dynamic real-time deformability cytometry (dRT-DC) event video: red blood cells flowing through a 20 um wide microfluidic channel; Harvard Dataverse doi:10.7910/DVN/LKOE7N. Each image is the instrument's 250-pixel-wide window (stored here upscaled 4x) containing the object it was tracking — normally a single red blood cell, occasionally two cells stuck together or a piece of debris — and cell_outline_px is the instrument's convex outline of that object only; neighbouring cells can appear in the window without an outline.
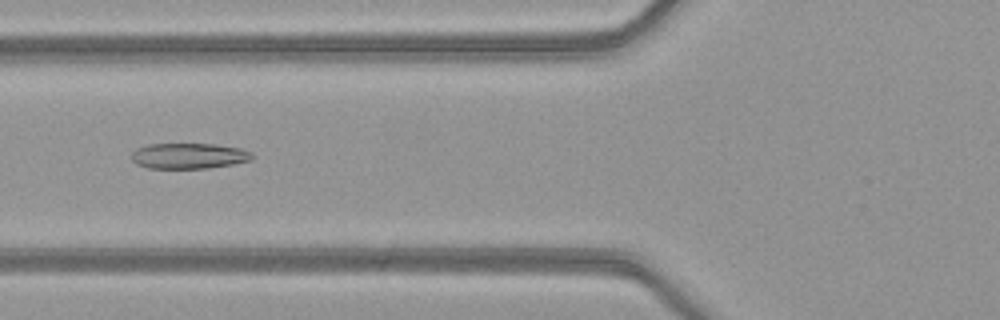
{"species": "common noctule bat (a hibernating species)", "species_latin": "Nyctalus noctula", "temperature_condition": "warm", "stored_images_in_passage": 51, "camera_frame_rate_fps": 3000, "um_per_image_px": 0.085, "animal": {"sex": "female", "body_mass_g": 21.9}, "frame": {"image": 1, "passage_image": 20, "time_ms": 6.333, "image_size_px": [1000, 320], "cell_outline_px": [[252, 160], [232, 164], [208, 168], [148, 168], [136, 164], [132, 160], [132, 152], [136, 148], [148, 144], [216, 144], [240, 148], [252, 152]], "centroid_in_image_um": [16.04, 13.25], "position_along_channel_um": 109.8, "area_um2": 18.03}}
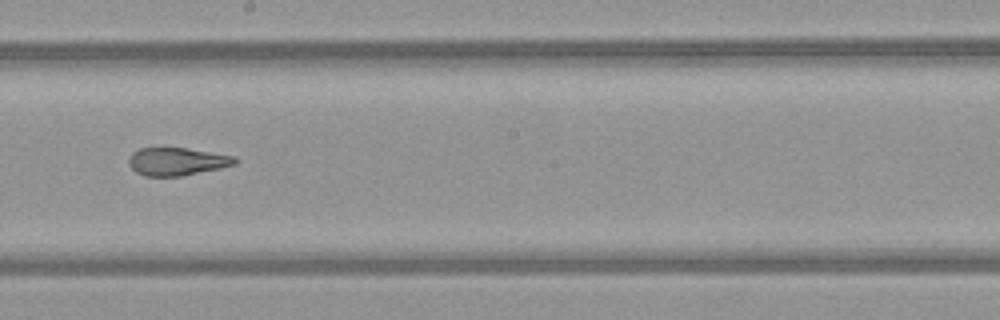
{"frame": {"image": 2, "passage_image": 29, "time_ms": 9.333, "image_size_px": [1000, 320], "cell_outline_px": [[240, 160], [236, 164], [220, 168], [180, 176], [144, 176], [136, 172], [128, 164], [128, 160], [132, 152], [140, 148], [188, 148], [236, 156]], "centroid_in_image_um": [15.07, 13.72], "position_along_channel_um": 233.1, "area_um2": 17.34}}
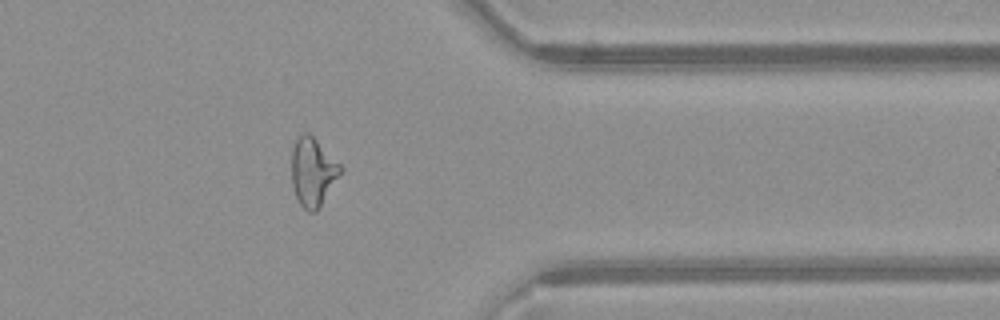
{"frame": {"image": 3, "passage_image": 41, "time_ms": 13.333, "image_size_px": [1000, 320], "cell_outline_px": [[344, 168], [316, 212], [308, 212], [300, 204], [296, 196], [292, 184], [292, 148], [296, 140], [304, 132], [308, 132]], "centroid_in_image_um": [26.58, 14.62], "position_along_channel_um": 384.8, "area_um2": 19.13}, "authors_computed_cell_mechanics": {"area_um2": 21.0392, "velocity_mm_per_s": 4.0897, "shape_relaxation_time_tau1_ms": null, "shape_relaxation_time_tau2_ms": 1.67, "deformation_change_tau1": null, "deformation_change_tau2": 0.0923}}